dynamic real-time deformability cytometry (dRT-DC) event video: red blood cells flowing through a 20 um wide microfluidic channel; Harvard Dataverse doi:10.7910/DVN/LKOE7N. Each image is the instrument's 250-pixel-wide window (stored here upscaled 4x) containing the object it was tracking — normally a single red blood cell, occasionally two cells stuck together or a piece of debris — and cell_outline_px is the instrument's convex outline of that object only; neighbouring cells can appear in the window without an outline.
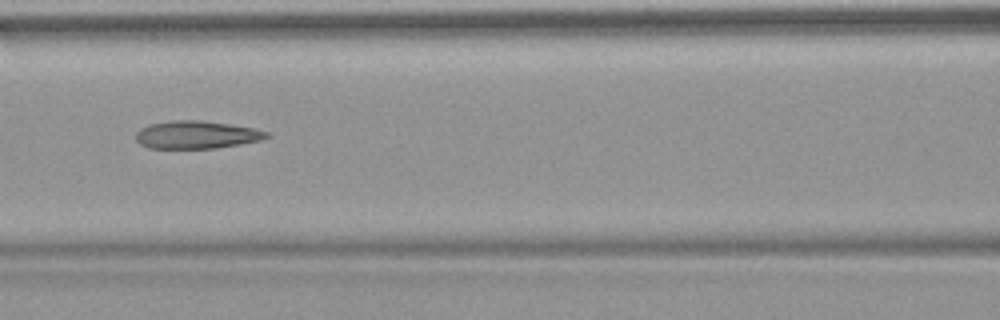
{"species": "common noctule bat (a hibernating species)", "species_latin": "Nyctalus noctula", "temperature_condition": "warm", "stored_images_in_passage": 51, "camera_frame_rate_fps": 3000, "um_per_image_px": 0.085, "animal": {"sex": "female", "body_mass_g": 18.4}, "frame": {"image": 1, "passage_image": 22, "time_ms": 7.0, "image_size_px": [1000, 320], "cell_outline_px": [[272, 136], [260, 140], [240, 144], [216, 148], [148, 148], [140, 144], [136, 140], [136, 132], [140, 128], [148, 124], [172, 120], [200, 120], [228, 124], [252, 128], [268, 132]], "centroid_in_image_um": [16.67, 11.45], "position_along_channel_um": 149.9, "area_um2": 21.15}, "authors_computed_cell_mechanics": {"area_um2": 21.8484, "velocity_mm_per_s": 3.8305, "shape_relaxation_time_tau1_ms": null, "shape_relaxation_time_tau2_ms": 2.2474, "deformation_change_tau1": null, "deformation_change_tau2": 0.1275}}